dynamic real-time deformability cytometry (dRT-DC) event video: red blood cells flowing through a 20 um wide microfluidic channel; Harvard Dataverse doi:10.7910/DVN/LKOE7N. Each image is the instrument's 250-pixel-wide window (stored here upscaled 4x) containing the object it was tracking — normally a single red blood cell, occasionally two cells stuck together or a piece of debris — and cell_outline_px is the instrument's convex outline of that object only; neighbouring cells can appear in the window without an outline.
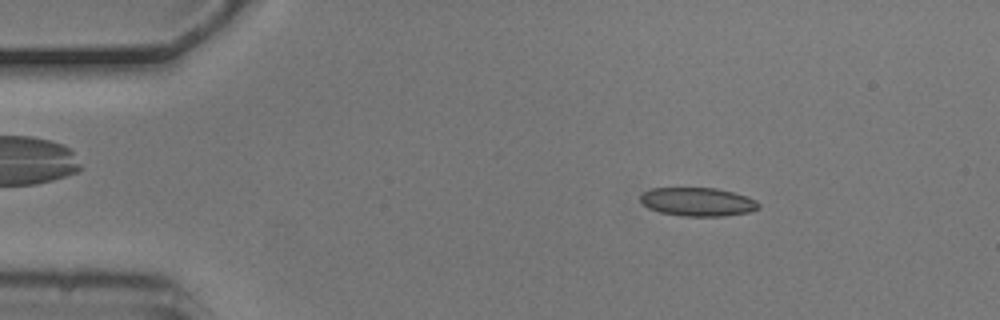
{"species": "common noctule bat (a hibernating species)", "species_latin": "Nyctalus noctula", "temperature_condition": "cold", "stored_images_in_passage": 5, "camera_frame_rate_fps": 3000, "um_per_image_px": 0.085, "animal": {"sex": "male", "body_mass_g": 20.5, "forearm_length_mm": 52.5}, "frame": {"image": 1, "passage_image": 3, "time_ms": 0.667, "image_size_px": [1000, 320], "cell_outline_px": [[760, 208], [748, 212], [724, 216], [680, 216], [660, 212], [648, 208], [640, 200], [640, 196], [644, 192], [652, 188], [716, 188], [732, 192], [756, 200], [760, 204]], "centroid_in_image_um": [59.3, 17.16], "position_along_channel_um": 25.7, "area_um2": 19.59}}